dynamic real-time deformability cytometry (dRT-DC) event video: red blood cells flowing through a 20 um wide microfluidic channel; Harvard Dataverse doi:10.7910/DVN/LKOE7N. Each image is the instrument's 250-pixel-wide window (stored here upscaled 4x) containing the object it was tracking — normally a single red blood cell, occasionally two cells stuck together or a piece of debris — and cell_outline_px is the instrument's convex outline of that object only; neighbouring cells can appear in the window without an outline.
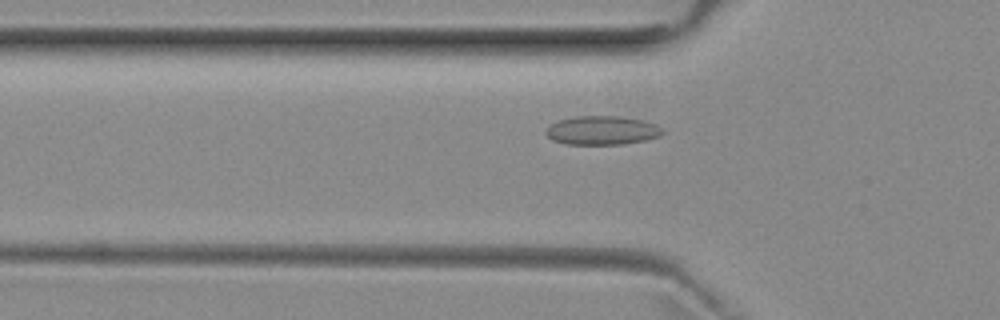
{"species": "common noctule bat (a hibernating species)", "species_latin": "Nyctalus noctula", "temperature_condition": "room temperature", "stored_images_in_passage": 52, "camera_frame_rate_fps": 3000, "um_per_image_px": 0.085, "animal": {"sex": "female", "body_mass_g": 29.2, "forearm_length_mm": 56.3}, "frame": {"image": 1, "passage_image": 17, "time_ms": 5.333, "image_size_px": [1000, 320], "cell_outline_px": [[664, 132], [660, 136], [644, 140], [624, 144], [564, 144], [552, 140], [544, 132], [556, 120], [572, 116], [620, 116], [644, 120], [656, 124], [664, 128]], "centroid_in_image_um": [51.19, 11.07], "position_along_channel_um": 74.6, "area_um2": 19.83}}
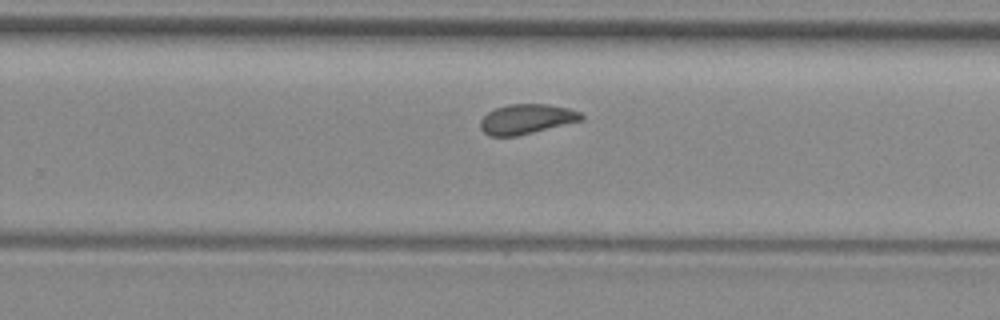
{"frame": {"image": 2, "passage_image": 33, "time_ms": 10.667, "image_size_px": [1000, 320], "cell_outline_px": [[584, 120], [516, 136], [488, 136], [480, 128], [480, 120], [488, 112], [496, 108], [508, 104], [548, 104], [568, 108], [580, 112], [584, 116]], "centroid_in_image_um": [44.76, 10.12], "position_along_channel_um": 285.0, "area_um2": 17.57}}
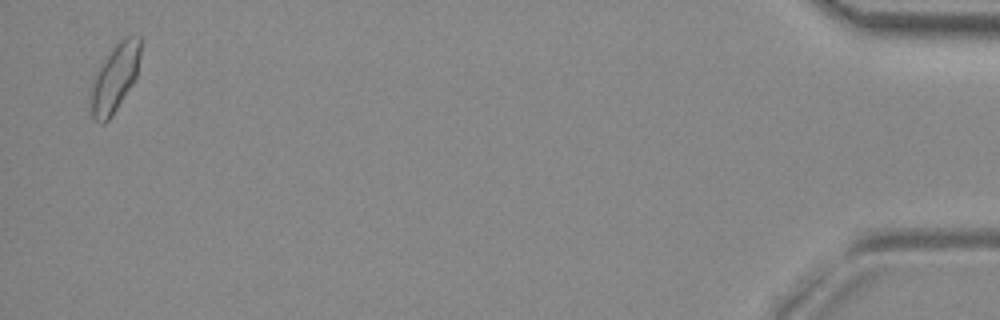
{"frame": {"image": 3, "passage_image": 51, "time_ms": 16.667, "image_size_px": [1000, 320], "cell_outline_px": [[140, 56], [136, 76], [132, 84], [112, 116], [104, 124], [100, 124], [92, 116], [92, 88], [96, 72], [100, 64], [116, 44], [124, 36], [140, 36]], "centroid_in_image_um": [9.78, 6.61], "position_along_channel_um": 425.4, "area_um2": 19.13}, "authors_computed_cell_mechanics": {"area_um2": 18.207, "velocity_mm_per_s": 3.9509, "shape_relaxation_time_tau1_ms": null, "shape_relaxation_time_tau2_ms": 1.6047, "deformation_change_tau1": null, "deformation_change_tau2": 0.0514}}